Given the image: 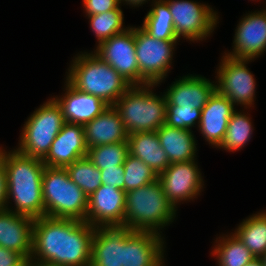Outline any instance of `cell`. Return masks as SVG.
<instances>
[{
  "label": "cell",
  "mask_w": 266,
  "mask_h": 266,
  "mask_svg": "<svg viewBox=\"0 0 266 266\" xmlns=\"http://www.w3.org/2000/svg\"><path fill=\"white\" fill-rule=\"evenodd\" d=\"M94 232L95 227L86 221L35 218L31 259L60 266H90Z\"/></svg>",
  "instance_id": "obj_1"
},
{
  "label": "cell",
  "mask_w": 266,
  "mask_h": 266,
  "mask_svg": "<svg viewBox=\"0 0 266 266\" xmlns=\"http://www.w3.org/2000/svg\"><path fill=\"white\" fill-rule=\"evenodd\" d=\"M7 175V200L15 202L16 214L33 219L45 216L42 198V175L45 165L41 159L24 155L17 150L0 149Z\"/></svg>",
  "instance_id": "obj_2"
},
{
  "label": "cell",
  "mask_w": 266,
  "mask_h": 266,
  "mask_svg": "<svg viewBox=\"0 0 266 266\" xmlns=\"http://www.w3.org/2000/svg\"><path fill=\"white\" fill-rule=\"evenodd\" d=\"M175 212L176 209L168 201L162 184L157 179L126 193L123 227L132 231L160 234V228L173 222Z\"/></svg>",
  "instance_id": "obj_3"
},
{
  "label": "cell",
  "mask_w": 266,
  "mask_h": 266,
  "mask_svg": "<svg viewBox=\"0 0 266 266\" xmlns=\"http://www.w3.org/2000/svg\"><path fill=\"white\" fill-rule=\"evenodd\" d=\"M70 67L66 80L78 90L99 97L109 106L131 86L95 53L78 55Z\"/></svg>",
  "instance_id": "obj_4"
},
{
  "label": "cell",
  "mask_w": 266,
  "mask_h": 266,
  "mask_svg": "<svg viewBox=\"0 0 266 266\" xmlns=\"http://www.w3.org/2000/svg\"><path fill=\"white\" fill-rule=\"evenodd\" d=\"M157 84L131 85L112 105L118 112L128 135L156 131L166 121L165 94L156 96L151 87Z\"/></svg>",
  "instance_id": "obj_5"
},
{
  "label": "cell",
  "mask_w": 266,
  "mask_h": 266,
  "mask_svg": "<svg viewBox=\"0 0 266 266\" xmlns=\"http://www.w3.org/2000/svg\"><path fill=\"white\" fill-rule=\"evenodd\" d=\"M42 198L45 216L86 221L88 196L71 179L65 168H44Z\"/></svg>",
  "instance_id": "obj_6"
},
{
  "label": "cell",
  "mask_w": 266,
  "mask_h": 266,
  "mask_svg": "<svg viewBox=\"0 0 266 266\" xmlns=\"http://www.w3.org/2000/svg\"><path fill=\"white\" fill-rule=\"evenodd\" d=\"M64 123L61 108L53 98L50 99L25 122L17 151L43 160Z\"/></svg>",
  "instance_id": "obj_7"
},
{
  "label": "cell",
  "mask_w": 266,
  "mask_h": 266,
  "mask_svg": "<svg viewBox=\"0 0 266 266\" xmlns=\"http://www.w3.org/2000/svg\"><path fill=\"white\" fill-rule=\"evenodd\" d=\"M177 41H164L135 28V50L140 73V85L159 84L169 71Z\"/></svg>",
  "instance_id": "obj_8"
},
{
  "label": "cell",
  "mask_w": 266,
  "mask_h": 266,
  "mask_svg": "<svg viewBox=\"0 0 266 266\" xmlns=\"http://www.w3.org/2000/svg\"><path fill=\"white\" fill-rule=\"evenodd\" d=\"M173 18L178 39L202 40L214 31L218 16L207 5L187 0H165ZM213 29V30H212Z\"/></svg>",
  "instance_id": "obj_9"
},
{
  "label": "cell",
  "mask_w": 266,
  "mask_h": 266,
  "mask_svg": "<svg viewBox=\"0 0 266 266\" xmlns=\"http://www.w3.org/2000/svg\"><path fill=\"white\" fill-rule=\"evenodd\" d=\"M94 53L112 66L130 85H140L135 50V27H127L124 32L98 44Z\"/></svg>",
  "instance_id": "obj_10"
},
{
  "label": "cell",
  "mask_w": 266,
  "mask_h": 266,
  "mask_svg": "<svg viewBox=\"0 0 266 266\" xmlns=\"http://www.w3.org/2000/svg\"><path fill=\"white\" fill-rule=\"evenodd\" d=\"M222 59L217 71L219 84L216 85V91L227 97L234 105L251 106L256 84L253 74L246 67L250 59H238L227 55Z\"/></svg>",
  "instance_id": "obj_11"
},
{
  "label": "cell",
  "mask_w": 266,
  "mask_h": 266,
  "mask_svg": "<svg viewBox=\"0 0 266 266\" xmlns=\"http://www.w3.org/2000/svg\"><path fill=\"white\" fill-rule=\"evenodd\" d=\"M158 180L168 201L176 209L178 202L193 199L201 192L204 185L201 173L195 160L170 164Z\"/></svg>",
  "instance_id": "obj_12"
},
{
  "label": "cell",
  "mask_w": 266,
  "mask_h": 266,
  "mask_svg": "<svg viewBox=\"0 0 266 266\" xmlns=\"http://www.w3.org/2000/svg\"><path fill=\"white\" fill-rule=\"evenodd\" d=\"M126 192L102 184L88 197L86 222L93 227L123 226Z\"/></svg>",
  "instance_id": "obj_13"
},
{
  "label": "cell",
  "mask_w": 266,
  "mask_h": 266,
  "mask_svg": "<svg viewBox=\"0 0 266 266\" xmlns=\"http://www.w3.org/2000/svg\"><path fill=\"white\" fill-rule=\"evenodd\" d=\"M162 241L160 234L123 227V266H157L164 258Z\"/></svg>",
  "instance_id": "obj_14"
},
{
  "label": "cell",
  "mask_w": 266,
  "mask_h": 266,
  "mask_svg": "<svg viewBox=\"0 0 266 266\" xmlns=\"http://www.w3.org/2000/svg\"><path fill=\"white\" fill-rule=\"evenodd\" d=\"M233 44V52L226 53L227 56L254 60L263 54L266 50V9L240 20Z\"/></svg>",
  "instance_id": "obj_15"
},
{
  "label": "cell",
  "mask_w": 266,
  "mask_h": 266,
  "mask_svg": "<svg viewBox=\"0 0 266 266\" xmlns=\"http://www.w3.org/2000/svg\"><path fill=\"white\" fill-rule=\"evenodd\" d=\"M87 150L84 126L65 122L42 161L46 167L66 168L75 160L86 157Z\"/></svg>",
  "instance_id": "obj_16"
},
{
  "label": "cell",
  "mask_w": 266,
  "mask_h": 266,
  "mask_svg": "<svg viewBox=\"0 0 266 266\" xmlns=\"http://www.w3.org/2000/svg\"><path fill=\"white\" fill-rule=\"evenodd\" d=\"M34 219L16 214L10 208L0 211V246L20 253L24 258L32 256Z\"/></svg>",
  "instance_id": "obj_17"
},
{
  "label": "cell",
  "mask_w": 266,
  "mask_h": 266,
  "mask_svg": "<svg viewBox=\"0 0 266 266\" xmlns=\"http://www.w3.org/2000/svg\"><path fill=\"white\" fill-rule=\"evenodd\" d=\"M66 94V95H65ZM53 98L61 108L65 122L85 125L106 110L109 105L99 97L82 92L66 81V93Z\"/></svg>",
  "instance_id": "obj_18"
},
{
  "label": "cell",
  "mask_w": 266,
  "mask_h": 266,
  "mask_svg": "<svg viewBox=\"0 0 266 266\" xmlns=\"http://www.w3.org/2000/svg\"><path fill=\"white\" fill-rule=\"evenodd\" d=\"M234 104L217 91L209 98L206 105L201 110V120L198 125L199 130L209 144L219 147L222 143L228 121L234 110Z\"/></svg>",
  "instance_id": "obj_19"
},
{
  "label": "cell",
  "mask_w": 266,
  "mask_h": 266,
  "mask_svg": "<svg viewBox=\"0 0 266 266\" xmlns=\"http://www.w3.org/2000/svg\"><path fill=\"white\" fill-rule=\"evenodd\" d=\"M165 92L167 105L186 109H201L216 91V85L202 76L188 75L171 85Z\"/></svg>",
  "instance_id": "obj_20"
},
{
  "label": "cell",
  "mask_w": 266,
  "mask_h": 266,
  "mask_svg": "<svg viewBox=\"0 0 266 266\" xmlns=\"http://www.w3.org/2000/svg\"><path fill=\"white\" fill-rule=\"evenodd\" d=\"M87 148L127 142L128 133L113 106H109L92 121L84 125Z\"/></svg>",
  "instance_id": "obj_21"
},
{
  "label": "cell",
  "mask_w": 266,
  "mask_h": 266,
  "mask_svg": "<svg viewBox=\"0 0 266 266\" xmlns=\"http://www.w3.org/2000/svg\"><path fill=\"white\" fill-rule=\"evenodd\" d=\"M90 266H123V226L95 227Z\"/></svg>",
  "instance_id": "obj_22"
},
{
  "label": "cell",
  "mask_w": 266,
  "mask_h": 266,
  "mask_svg": "<svg viewBox=\"0 0 266 266\" xmlns=\"http://www.w3.org/2000/svg\"><path fill=\"white\" fill-rule=\"evenodd\" d=\"M129 154L147 164L157 175L169 165L166 152L162 149L156 131L136 132L128 135Z\"/></svg>",
  "instance_id": "obj_23"
},
{
  "label": "cell",
  "mask_w": 266,
  "mask_h": 266,
  "mask_svg": "<svg viewBox=\"0 0 266 266\" xmlns=\"http://www.w3.org/2000/svg\"><path fill=\"white\" fill-rule=\"evenodd\" d=\"M156 132L170 164L195 160L197 144L191 130L164 124Z\"/></svg>",
  "instance_id": "obj_24"
},
{
  "label": "cell",
  "mask_w": 266,
  "mask_h": 266,
  "mask_svg": "<svg viewBox=\"0 0 266 266\" xmlns=\"http://www.w3.org/2000/svg\"><path fill=\"white\" fill-rule=\"evenodd\" d=\"M154 7L147 13L142 29L151 37L164 41H177L172 14L165 0H155Z\"/></svg>",
  "instance_id": "obj_25"
},
{
  "label": "cell",
  "mask_w": 266,
  "mask_h": 266,
  "mask_svg": "<svg viewBox=\"0 0 266 266\" xmlns=\"http://www.w3.org/2000/svg\"><path fill=\"white\" fill-rule=\"evenodd\" d=\"M234 234L255 258H261L266 253V212L245 219Z\"/></svg>",
  "instance_id": "obj_26"
},
{
  "label": "cell",
  "mask_w": 266,
  "mask_h": 266,
  "mask_svg": "<svg viewBox=\"0 0 266 266\" xmlns=\"http://www.w3.org/2000/svg\"><path fill=\"white\" fill-rule=\"evenodd\" d=\"M230 236L219 238L212 254L217 256L219 266H245L255 257L238 236Z\"/></svg>",
  "instance_id": "obj_27"
},
{
  "label": "cell",
  "mask_w": 266,
  "mask_h": 266,
  "mask_svg": "<svg viewBox=\"0 0 266 266\" xmlns=\"http://www.w3.org/2000/svg\"><path fill=\"white\" fill-rule=\"evenodd\" d=\"M65 169L68 171L70 179L80 187L88 197L102 185L100 170L87 157L75 160Z\"/></svg>",
  "instance_id": "obj_28"
},
{
  "label": "cell",
  "mask_w": 266,
  "mask_h": 266,
  "mask_svg": "<svg viewBox=\"0 0 266 266\" xmlns=\"http://www.w3.org/2000/svg\"><path fill=\"white\" fill-rule=\"evenodd\" d=\"M252 129L250 118L234 111L228 121L226 134L219 148L232 152L241 149L250 140Z\"/></svg>",
  "instance_id": "obj_29"
},
{
  "label": "cell",
  "mask_w": 266,
  "mask_h": 266,
  "mask_svg": "<svg viewBox=\"0 0 266 266\" xmlns=\"http://www.w3.org/2000/svg\"><path fill=\"white\" fill-rule=\"evenodd\" d=\"M128 153V142H118L88 148L86 157L99 170H103L123 165Z\"/></svg>",
  "instance_id": "obj_30"
},
{
  "label": "cell",
  "mask_w": 266,
  "mask_h": 266,
  "mask_svg": "<svg viewBox=\"0 0 266 266\" xmlns=\"http://www.w3.org/2000/svg\"><path fill=\"white\" fill-rule=\"evenodd\" d=\"M124 167L125 192L153 183L158 175L142 160L128 153Z\"/></svg>",
  "instance_id": "obj_31"
},
{
  "label": "cell",
  "mask_w": 266,
  "mask_h": 266,
  "mask_svg": "<svg viewBox=\"0 0 266 266\" xmlns=\"http://www.w3.org/2000/svg\"><path fill=\"white\" fill-rule=\"evenodd\" d=\"M88 18L99 44L126 30L122 27L124 17L120 6L102 14L90 15Z\"/></svg>",
  "instance_id": "obj_32"
},
{
  "label": "cell",
  "mask_w": 266,
  "mask_h": 266,
  "mask_svg": "<svg viewBox=\"0 0 266 266\" xmlns=\"http://www.w3.org/2000/svg\"><path fill=\"white\" fill-rule=\"evenodd\" d=\"M201 109H186L176 105H167L165 124L170 127L191 130L192 126L200 124Z\"/></svg>",
  "instance_id": "obj_33"
},
{
  "label": "cell",
  "mask_w": 266,
  "mask_h": 266,
  "mask_svg": "<svg viewBox=\"0 0 266 266\" xmlns=\"http://www.w3.org/2000/svg\"><path fill=\"white\" fill-rule=\"evenodd\" d=\"M101 172V182L104 185L115 186L121 190L125 191V182H124V167L115 166L107 169L100 170Z\"/></svg>",
  "instance_id": "obj_34"
},
{
  "label": "cell",
  "mask_w": 266,
  "mask_h": 266,
  "mask_svg": "<svg viewBox=\"0 0 266 266\" xmlns=\"http://www.w3.org/2000/svg\"><path fill=\"white\" fill-rule=\"evenodd\" d=\"M83 3L88 16L102 14L120 6L119 0H83Z\"/></svg>",
  "instance_id": "obj_35"
},
{
  "label": "cell",
  "mask_w": 266,
  "mask_h": 266,
  "mask_svg": "<svg viewBox=\"0 0 266 266\" xmlns=\"http://www.w3.org/2000/svg\"><path fill=\"white\" fill-rule=\"evenodd\" d=\"M24 259L20 253L0 246V266H17Z\"/></svg>",
  "instance_id": "obj_36"
},
{
  "label": "cell",
  "mask_w": 266,
  "mask_h": 266,
  "mask_svg": "<svg viewBox=\"0 0 266 266\" xmlns=\"http://www.w3.org/2000/svg\"><path fill=\"white\" fill-rule=\"evenodd\" d=\"M7 202V175L3 159L0 157V211L8 208Z\"/></svg>",
  "instance_id": "obj_37"
},
{
  "label": "cell",
  "mask_w": 266,
  "mask_h": 266,
  "mask_svg": "<svg viewBox=\"0 0 266 266\" xmlns=\"http://www.w3.org/2000/svg\"><path fill=\"white\" fill-rule=\"evenodd\" d=\"M245 266H265L262 258H254L251 262L247 263Z\"/></svg>",
  "instance_id": "obj_38"
},
{
  "label": "cell",
  "mask_w": 266,
  "mask_h": 266,
  "mask_svg": "<svg viewBox=\"0 0 266 266\" xmlns=\"http://www.w3.org/2000/svg\"><path fill=\"white\" fill-rule=\"evenodd\" d=\"M120 3L121 1L127 2V4L133 5V6H138L141 5L142 3L146 2V0H119Z\"/></svg>",
  "instance_id": "obj_39"
},
{
  "label": "cell",
  "mask_w": 266,
  "mask_h": 266,
  "mask_svg": "<svg viewBox=\"0 0 266 266\" xmlns=\"http://www.w3.org/2000/svg\"><path fill=\"white\" fill-rule=\"evenodd\" d=\"M33 266H60V265L50 263V262H38L36 260H33Z\"/></svg>",
  "instance_id": "obj_40"
},
{
  "label": "cell",
  "mask_w": 266,
  "mask_h": 266,
  "mask_svg": "<svg viewBox=\"0 0 266 266\" xmlns=\"http://www.w3.org/2000/svg\"><path fill=\"white\" fill-rule=\"evenodd\" d=\"M17 266H33V260L31 259V257L25 258Z\"/></svg>",
  "instance_id": "obj_41"
},
{
  "label": "cell",
  "mask_w": 266,
  "mask_h": 266,
  "mask_svg": "<svg viewBox=\"0 0 266 266\" xmlns=\"http://www.w3.org/2000/svg\"><path fill=\"white\" fill-rule=\"evenodd\" d=\"M261 258L263 259L264 264H265V266H266V253H265Z\"/></svg>",
  "instance_id": "obj_42"
},
{
  "label": "cell",
  "mask_w": 266,
  "mask_h": 266,
  "mask_svg": "<svg viewBox=\"0 0 266 266\" xmlns=\"http://www.w3.org/2000/svg\"><path fill=\"white\" fill-rule=\"evenodd\" d=\"M163 261H161L157 266H163Z\"/></svg>",
  "instance_id": "obj_43"
}]
</instances>
